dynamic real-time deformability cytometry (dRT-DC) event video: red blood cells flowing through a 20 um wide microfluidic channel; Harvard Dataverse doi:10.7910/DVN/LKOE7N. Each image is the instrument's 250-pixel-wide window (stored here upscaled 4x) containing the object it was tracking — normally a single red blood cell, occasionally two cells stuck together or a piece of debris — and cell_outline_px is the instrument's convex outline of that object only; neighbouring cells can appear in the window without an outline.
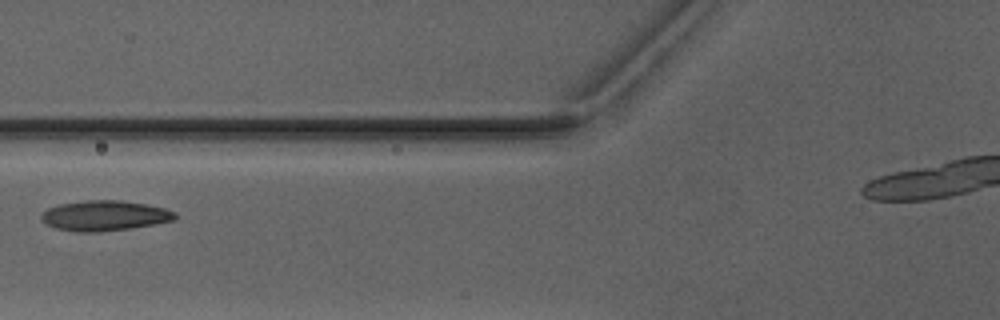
{"species": "Egyptian fruit bat (a non-hibernating species)", "species_latin": "Rousettus aegyptiacus", "temperature_condition": "warm", "stored_images_in_passage": 3, "camera_frame_rate_fps": 3000, "um_per_image_px": 0.085, "animal": {"sex": "male"}, "frame": {"image": 1, "passage_image": 3, "time_ms": 2.333, "image_size_px": [1000, 320], "cell_outline_px": [[176, 220], [128, 228], [96, 232], [76, 232], [56, 228], [40, 220], [40, 216], [48, 208], [60, 204], [88, 200], [120, 200], [148, 204], [164, 208], [176, 212]], "centroid_in_image_um": [8.89, 18.32], "position_along_channel_um": 116.9, "area_um2": 23.41}}